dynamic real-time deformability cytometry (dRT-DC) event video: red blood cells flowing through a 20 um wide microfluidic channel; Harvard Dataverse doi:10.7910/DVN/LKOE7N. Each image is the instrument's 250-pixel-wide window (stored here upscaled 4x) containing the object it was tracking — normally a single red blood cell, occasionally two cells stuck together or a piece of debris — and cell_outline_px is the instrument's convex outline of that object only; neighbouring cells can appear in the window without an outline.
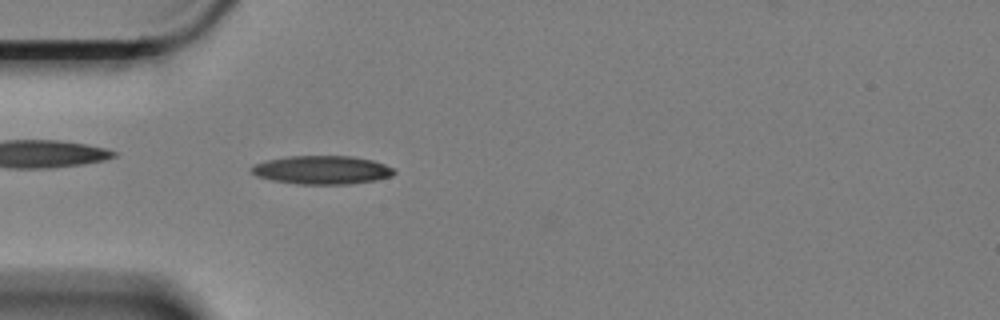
{"species": "Egyptian fruit bat (a non-hibernating species)", "species_latin": "Rousettus aegyptiacus", "temperature_condition": "cold", "stored_images_in_passage": 6, "camera_frame_rate_fps": 3000, "um_per_image_px": 0.085, "animal": {"sex": "female"}, "frame": {"image": 1, "passage_image": 6, "time_ms": 1.667, "image_size_px": [1000, 320], "cell_outline_px": [[396, 172], [392, 176], [372, 180], [348, 184], [296, 184], [272, 180], [256, 176], [252, 172], [252, 168], [256, 164], [268, 160], [288, 156], [352, 156], [372, 160], [384, 164], [392, 168]], "centroid_in_image_um": [27.37, 14.44], "position_along_channel_um": 57.6, "area_um2": 23.41}}